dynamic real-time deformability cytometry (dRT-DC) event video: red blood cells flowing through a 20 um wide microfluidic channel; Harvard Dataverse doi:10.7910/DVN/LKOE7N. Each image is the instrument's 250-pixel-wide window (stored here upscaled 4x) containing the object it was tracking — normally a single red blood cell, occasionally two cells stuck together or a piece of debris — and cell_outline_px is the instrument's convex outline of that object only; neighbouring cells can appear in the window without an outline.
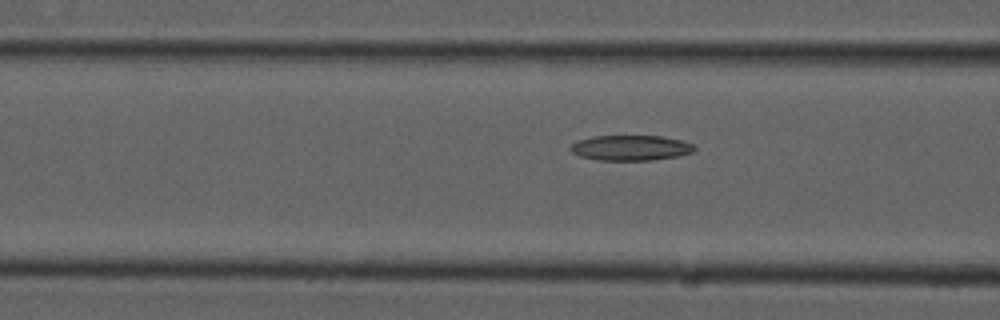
{"species": "common noctule bat (a hibernating species)", "species_latin": "Nyctalus noctula", "temperature_condition": "cold", "stored_images_in_passage": 9, "camera_frame_rate_fps": 3000, "um_per_image_px": 0.085, "animal": {"sex": "male", "forearm_length_mm": 52.5}, "frame": {"image": 1, "passage_image": 7, "time_ms": 2.0, "image_size_px": [1000, 320], "cell_outline_px": [[696, 148], [692, 152], [680, 156], [652, 160], [596, 160], [580, 156], [572, 152], [568, 148], [576, 140], [592, 136], [660, 136], [680, 140], [692, 144]], "centroid_in_image_um": [53.57, 12.57], "position_along_channel_um": 113.0, "area_um2": 18.32}}